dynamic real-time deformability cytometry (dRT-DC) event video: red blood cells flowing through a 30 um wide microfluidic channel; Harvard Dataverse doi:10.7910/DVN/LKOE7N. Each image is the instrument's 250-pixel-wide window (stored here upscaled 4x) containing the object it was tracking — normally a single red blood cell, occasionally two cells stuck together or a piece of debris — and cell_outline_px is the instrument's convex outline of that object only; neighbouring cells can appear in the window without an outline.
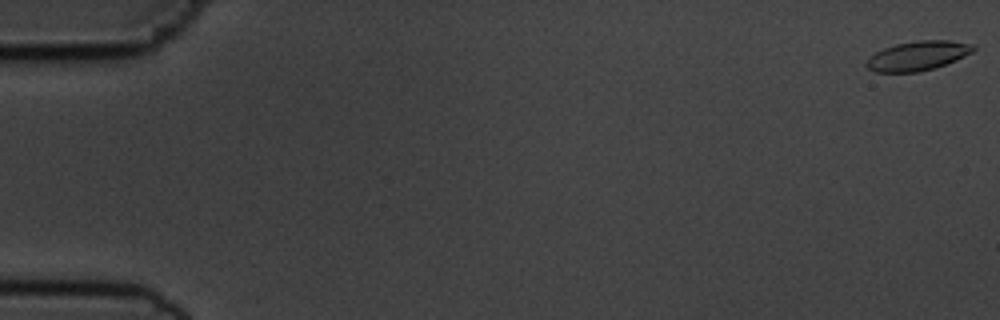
{"species": "common noctule bat (a hibernating species)", "species_latin": "Nyctalus noctula", "temperature_condition": "cold", "stored_images_in_passage": 9, "camera_frame_rate_fps": 3000, "um_per_image_px": 0.085, "animal": {"sex": "male", "body_mass_g": 19.5, "forearm_length_mm": 54.6}, "frame": {"image": 1, "passage_image": 1, "time_ms": 0.0, "image_size_px": [1000, 320], "cell_outline_px": [[976, 48], [972, 52], [956, 60], [920, 72], [876, 72], [868, 68], [864, 64], [876, 52], [884, 48], [896, 44], [920, 40], [948, 40], [976, 44]], "centroid_in_image_um": [78.04, 4.73], "position_along_channel_um": 7.0, "area_um2": 18.15}}